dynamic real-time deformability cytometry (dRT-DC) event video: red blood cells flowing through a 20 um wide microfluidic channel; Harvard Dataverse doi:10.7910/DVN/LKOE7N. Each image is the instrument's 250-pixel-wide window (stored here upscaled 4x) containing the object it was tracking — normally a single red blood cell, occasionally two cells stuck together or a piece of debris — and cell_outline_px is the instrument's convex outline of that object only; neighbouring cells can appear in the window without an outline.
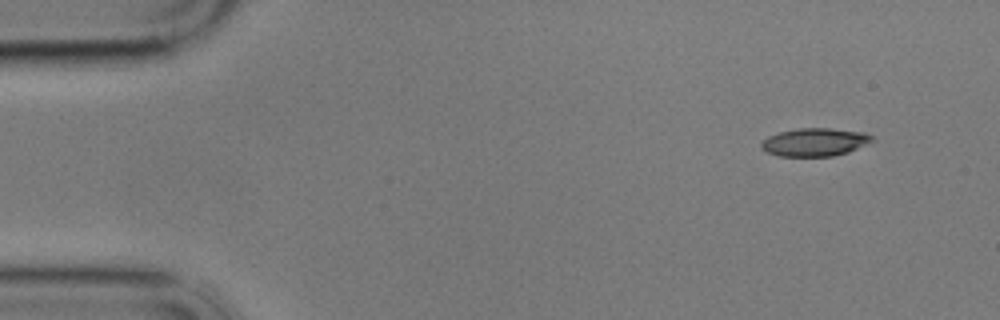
{"species": "common noctule bat (a hibernating species)", "species_latin": "Nyctalus noctula", "temperature_condition": "cold", "stored_images_in_passage": 53, "camera_frame_rate_fps": 3000, "um_per_image_px": 0.085, "animal": {"sex": "male", "body_mass_g": 17.9}, "frame": {"image": 1, "passage_image": 1, "time_ms": 0.0, "image_size_px": [1000, 320], "cell_outline_px": [[876, 140], [848, 152], [832, 156], [780, 156], [768, 152], [760, 148], [760, 144], [768, 136], [780, 132], [796, 128], [832, 128], [864, 132], [872, 136]], "centroid_in_image_um": [69.27, 12.07], "position_along_channel_um": 15.7, "area_um2": 18.15}}
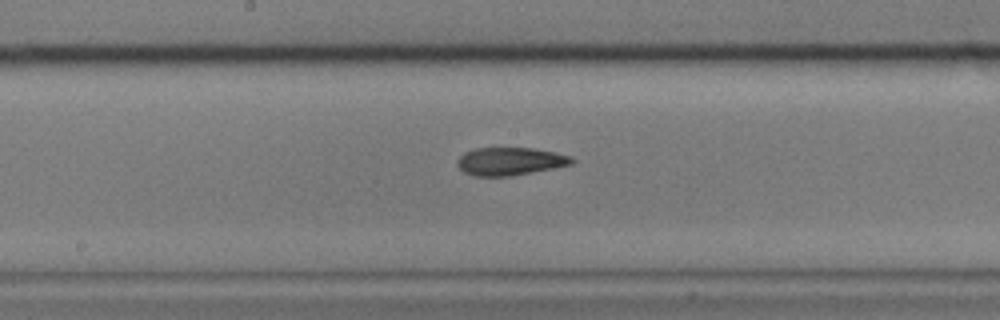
{"frame": {"image": 2, "passage_image": 26, "time_ms": 8.333, "image_size_px": [1000, 320], "cell_outline_px": [[576, 160], [572, 164], [512, 176], [472, 176], [464, 172], [456, 164], [456, 160], [464, 152], [476, 148], [532, 148], [556, 152], [572, 156]], "centroid_in_image_um": [43.35, 13.71], "position_along_channel_um": 204.9, "area_um2": 18.73}}
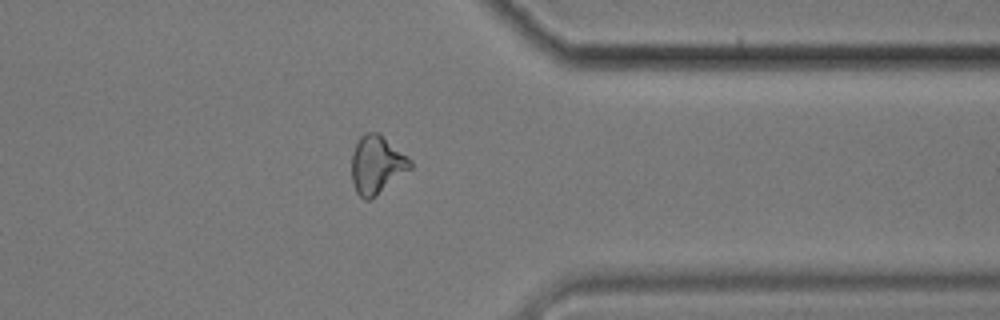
{"frame": {"image": 3, "passage_image": 42, "time_ms": 13.667, "image_size_px": [1000, 320], "cell_outline_px": [[412, 168], [376, 196], [368, 200], [364, 200], [356, 192], [352, 184], [352, 152], [360, 136], [364, 132], [376, 132], [408, 156], [412, 160]], "centroid_in_image_um": [32.02, 14.02], "position_along_channel_um": 379.4, "area_um2": 19.83}}